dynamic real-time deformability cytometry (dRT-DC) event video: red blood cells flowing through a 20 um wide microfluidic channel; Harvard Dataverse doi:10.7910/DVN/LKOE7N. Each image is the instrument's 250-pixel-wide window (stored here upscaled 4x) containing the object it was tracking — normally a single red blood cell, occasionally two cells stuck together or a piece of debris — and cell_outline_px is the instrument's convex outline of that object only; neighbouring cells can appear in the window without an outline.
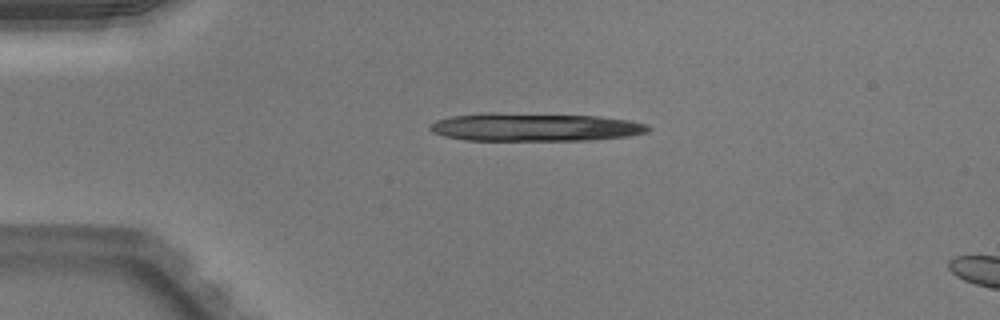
{"species": "Egyptian fruit bat (a non-hibernating species)", "species_latin": "Rousettus aegyptiacus", "temperature_condition": "warm", "stored_images_in_passage": 4, "camera_frame_rate_fps": 3000, "um_per_image_px": 0.085, "animal": {"sex": "male"}, "frame": {"image": 1, "passage_image": 1, "time_ms": 0.0, "image_size_px": [1000, 320], "cell_outline_px": [[652, 128], [648, 132], [628, 136], [592, 140], [464, 140], [444, 136], [432, 132], [428, 128], [428, 124], [436, 120], [452, 116], [488, 112], [496, 112], [600, 116], [628, 120], [648, 124]], "centroid_in_image_um": [45.44, 10.8], "position_along_channel_um": 39.6, "area_um2": 36.18}}